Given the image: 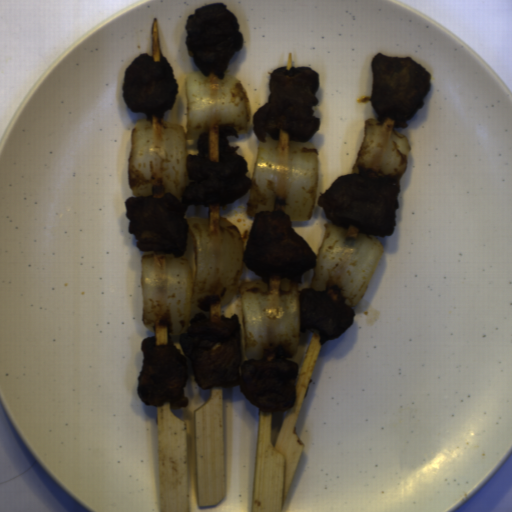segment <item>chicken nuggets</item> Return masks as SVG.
I'll return each mask as SVG.
<instances>
[{
  "mask_svg": "<svg viewBox=\"0 0 512 512\" xmlns=\"http://www.w3.org/2000/svg\"><path fill=\"white\" fill-rule=\"evenodd\" d=\"M229 137L239 139L234 128H208L198 136L197 154L186 155L188 183L179 201L169 192L125 200L128 232L140 252L160 251L183 257L187 251L188 207H222L250 191L248 162L230 146Z\"/></svg>",
  "mask_w": 512,
  "mask_h": 512,
  "instance_id": "1",
  "label": "chicken nuggets"
},
{
  "mask_svg": "<svg viewBox=\"0 0 512 512\" xmlns=\"http://www.w3.org/2000/svg\"><path fill=\"white\" fill-rule=\"evenodd\" d=\"M179 344L202 390L239 386L244 398L265 412L278 413L295 405L298 363L247 360L239 316L192 313Z\"/></svg>",
  "mask_w": 512,
  "mask_h": 512,
  "instance_id": "2",
  "label": "chicken nuggets"
},
{
  "mask_svg": "<svg viewBox=\"0 0 512 512\" xmlns=\"http://www.w3.org/2000/svg\"><path fill=\"white\" fill-rule=\"evenodd\" d=\"M270 97L253 114L257 140L308 142L319 129L314 115L320 90L319 73L309 67L281 66L269 77Z\"/></svg>",
  "mask_w": 512,
  "mask_h": 512,
  "instance_id": "3",
  "label": "chicken nuggets"
},
{
  "mask_svg": "<svg viewBox=\"0 0 512 512\" xmlns=\"http://www.w3.org/2000/svg\"><path fill=\"white\" fill-rule=\"evenodd\" d=\"M400 191L391 178L348 174L339 176L316 204L323 207L328 224L388 238L395 232Z\"/></svg>",
  "mask_w": 512,
  "mask_h": 512,
  "instance_id": "4",
  "label": "chicken nuggets"
},
{
  "mask_svg": "<svg viewBox=\"0 0 512 512\" xmlns=\"http://www.w3.org/2000/svg\"><path fill=\"white\" fill-rule=\"evenodd\" d=\"M242 259L268 284L289 279L301 283L303 274L317 268L316 254L292 227L282 211L264 210L254 216Z\"/></svg>",
  "mask_w": 512,
  "mask_h": 512,
  "instance_id": "5",
  "label": "chicken nuggets"
},
{
  "mask_svg": "<svg viewBox=\"0 0 512 512\" xmlns=\"http://www.w3.org/2000/svg\"><path fill=\"white\" fill-rule=\"evenodd\" d=\"M369 100L378 118L398 131L423 108L432 84L431 75L411 57L376 53L371 60Z\"/></svg>",
  "mask_w": 512,
  "mask_h": 512,
  "instance_id": "6",
  "label": "chicken nuggets"
},
{
  "mask_svg": "<svg viewBox=\"0 0 512 512\" xmlns=\"http://www.w3.org/2000/svg\"><path fill=\"white\" fill-rule=\"evenodd\" d=\"M185 43L192 60L207 78L214 72L224 80L235 54L244 47L239 19L223 2H212L188 15Z\"/></svg>",
  "mask_w": 512,
  "mask_h": 512,
  "instance_id": "7",
  "label": "chicken nuggets"
},
{
  "mask_svg": "<svg viewBox=\"0 0 512 512\" xmlns=\"http://www.w3.org/2000/svg\"><path fill=\"white\" fill-rule=\"evenodd\" d=\"M142 367L137 377L136 393L146 406L169 402L170 409L189 405L184 388L189 369L178 347L170 339L157 345L154 336L141 340Z\"/></svg>",
  "mask_w": 512,
  "mask_h": 512,
  "instance_id": "8",
  "label": "chicken nuggets"
},
{
  "mask_svg": "<svg viewBox=\"0 0 512 512\" xmlns=\"http://www.w3.org/2000/svg\"><path fill=\"white\" fill-rule=\"evenodd\" d=\"M122 91L133 113L159 119L173 107L179 88L166 57L156 61L150 54L142 53L127 67Z\"/></svg>",
  "mask_w": 512,
  "mask_h": 512,
  "instance_id": "9",
  "label": "chicken nuggets"
},
{
  "mask_svg": "<svg viewBox=\"0 0 512 512\" xmlns=\"http://www.w3.org/2000/svg\"><path fill=\"white\" fill-rule=\"evenodd\" d=\"M298 333L316 331L320 344L339 338L354 324L356 313L342 291L304 288L297 292Z\"/></svg>",
  "mask_w": 512,
  "mask_h": 512,
  "instance_id": "10",
  "label": "chicken nuggets"
}]
</instances>
